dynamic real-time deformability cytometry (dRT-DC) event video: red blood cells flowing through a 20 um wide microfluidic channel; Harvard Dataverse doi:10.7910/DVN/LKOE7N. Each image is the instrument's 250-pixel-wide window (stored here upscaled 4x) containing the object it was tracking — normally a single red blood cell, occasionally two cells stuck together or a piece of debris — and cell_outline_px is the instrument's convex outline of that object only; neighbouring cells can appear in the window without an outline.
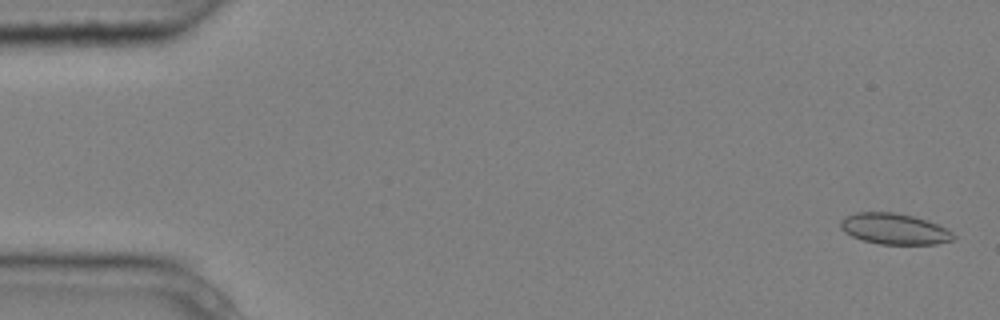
{"species": "common noctule bat (a hibernating species)", "species_latin": "Nyctalus noctula", "temperature_condition": "cold", "stored_images_in_passage": 5, "camera_frame_rate_fps": 3000, "um_per_image_px": 0.085, "animal": {"sex": "male", "body_mass_g": 20.4}, "frame": {"image": 1, "passage_image": 1, "time_ms": 0.0, "image_size_px": [1000, 320], "cell_outline_px": [[956, 236], [952, 240], [936, 244], [880, 244], [860, 240], [844, 232], [840, 228], [840, 220], [844, 216], [856, 212], [892, 212], [912, 216], [936, 224], [952, 232]], "centroid_in_image_um": [75.95, 19.46], "position_along_channel_um": 9.0, "area_um2": 20.29}}
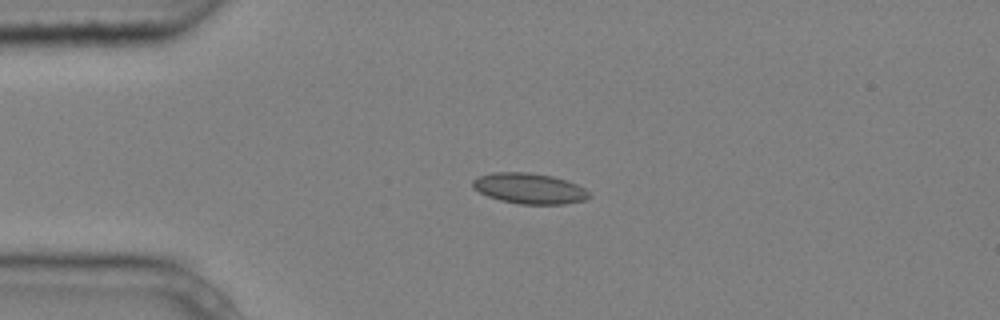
{"frame": {"image": 2, "passage_image": 4, "time_ms": 1.0, "image_size_px": [1000, 320], "cell_outline_px": [[592, 196], [584, 200], [564, 204], [520, 204], [500, 200], [488, 196], [472, 188], [472, 180], [480, 176], [492, 172], [528, 172], [552, 176], [576, 184], [584, 188]], "centroid_in_image_um": [44.98, 16.02], "position_along_channel_um": 40.0, "area_um2": 20.69}}